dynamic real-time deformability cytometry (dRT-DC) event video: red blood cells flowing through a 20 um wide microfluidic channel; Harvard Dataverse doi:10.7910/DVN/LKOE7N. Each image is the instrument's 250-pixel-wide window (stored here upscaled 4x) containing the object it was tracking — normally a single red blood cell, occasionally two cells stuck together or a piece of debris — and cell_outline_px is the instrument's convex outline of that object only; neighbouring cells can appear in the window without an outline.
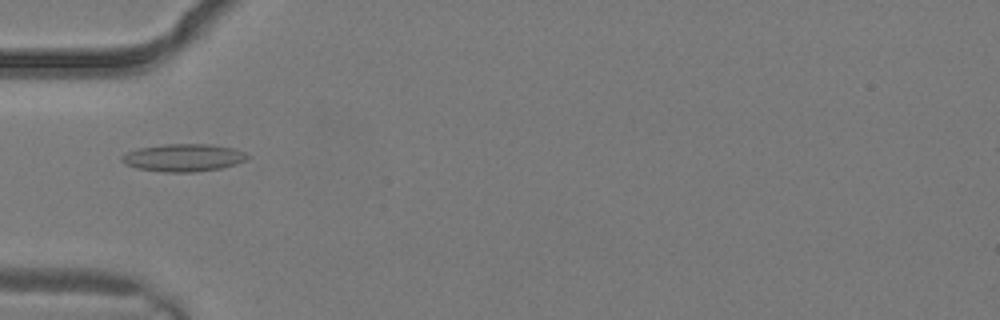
{"species": "common noctule bat (a hibernating species)", "species_latin": "Nyctalus noctula", "temperature_condition": "warm", "stored_images_in_passage": 1, "camera_frame_rate_fps": 3000, "um_per_image_px": 0.085, "animal": {"sex": "male", "body_mass_g": 19.2, "forearm_length_mm": 51.8}, "frame": {"image": 1, "passage_image": 1, "time_ms": 0.0, "image_size_px": [1000, 320], "cell_outline_px": [[252, 156], [248, 160], [236, 164], [220, 168], [192, 172], [164, 172], [136, 168], [124, 164], [120, 160], [120, 156], [128, 152], [140, 148], [164, 144], [212, 144], [232, 148], [244, 152]], "centroid_in_image_um": [15.61, 13.4], "position_along_channel_um": 69.4, "area_um2": 20.29}}